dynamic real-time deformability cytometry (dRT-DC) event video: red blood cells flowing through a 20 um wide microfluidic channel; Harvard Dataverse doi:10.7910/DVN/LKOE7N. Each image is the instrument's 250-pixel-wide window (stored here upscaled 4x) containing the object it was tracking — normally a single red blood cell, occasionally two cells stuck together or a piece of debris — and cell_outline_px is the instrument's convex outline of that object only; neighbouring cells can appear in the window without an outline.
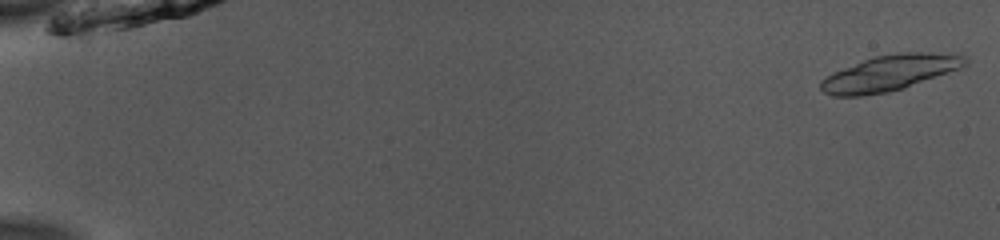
{"species": "common noctule bat (a hibernating species)", "species_latin": "Nyctalus noctula", "temperature_condition": "room temperature", "stored_images_in_passage": 16, "camera_frame_rate_fps": 3000, "um_per_image_px": 0.085, "animal": {"sex": "male", "body_mass_g": 13.0, "forearm_length_mm": 53.1}, "frame": {"image": 1, "passage_image": 1, "time_ms": 0.0, "image_size_px": [1000, 240], "cell_outline_px": [[968, 64], [964, 68], [904, 88], [888, 92], [860, 96], [832, 96], [824, 92], [820, 88], [820, 80], [832, 72], [864, 60], [876, 56], [896, 52], [960, 52], [968, 60]], "centroid_in_image_um": [75.73, 6.18], "position_along_channel_um": 9.3, "area_um2": 30.63}}